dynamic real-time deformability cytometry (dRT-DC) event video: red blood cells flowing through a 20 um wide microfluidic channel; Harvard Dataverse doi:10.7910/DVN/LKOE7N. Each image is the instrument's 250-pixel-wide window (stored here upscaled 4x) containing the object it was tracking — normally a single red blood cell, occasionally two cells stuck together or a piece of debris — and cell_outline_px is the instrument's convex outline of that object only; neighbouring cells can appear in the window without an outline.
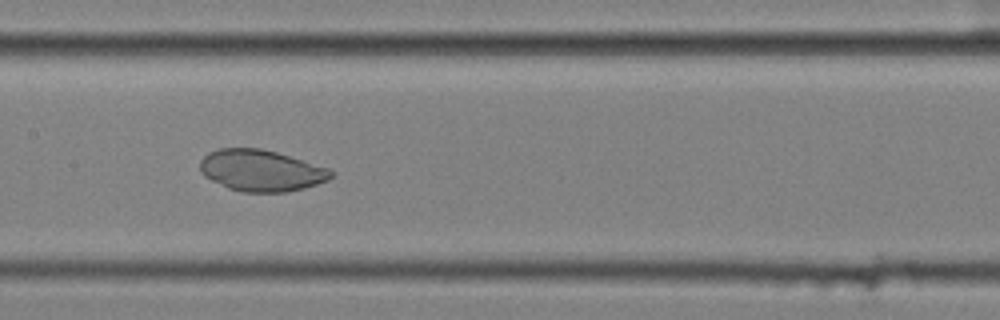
{"species": "common noctule bat (a hibernating species)", "species_latin": "Nyctalus noctula", "temperature_condition": "cold", "stored_images_in_passage": 9, "camera_frame_rate_fps": 3000, "um_per_image_px": 0.085, "animal": {"sex": "female", "body_mass_g": 25.1}, "frame": {"image": 1, "passage_image": 8, "time_ms": 2.333, "image_size_px": [1000, 320], "cell_outline_px": [[332, 176], [328, 180], [304, 188], [284, 192], [240, 192], [228, 188], [204, 176], [200, 172], [200, 160], [208, 152], [220, 148], [260, 148], [276, 152], [328, 168], [332, 172]], "centroid_in_image_um": [22.15, 14.49], "position_along_channel_um": 185.2, "area_um2": 31.44}}
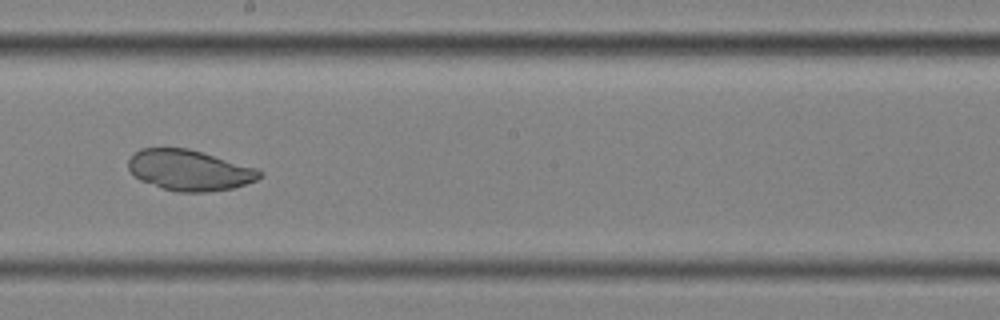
{"frame": {"image": 2, "passage_image": 9, "time_ms": 2.667, "image_size_px": [1000, 320], "cell_outline_px": [[264, 176], [256, 180], [232, 188], [204, 192], [176, 192], [140, 180], [128, 168], [128, 160], [140, 148], [188, 148], [256, 168], [264, 172]], "centroid_in_image_um": [16.12, 14.47], "position_along_channel_um": 232.1, "area_um2": 30.81}}